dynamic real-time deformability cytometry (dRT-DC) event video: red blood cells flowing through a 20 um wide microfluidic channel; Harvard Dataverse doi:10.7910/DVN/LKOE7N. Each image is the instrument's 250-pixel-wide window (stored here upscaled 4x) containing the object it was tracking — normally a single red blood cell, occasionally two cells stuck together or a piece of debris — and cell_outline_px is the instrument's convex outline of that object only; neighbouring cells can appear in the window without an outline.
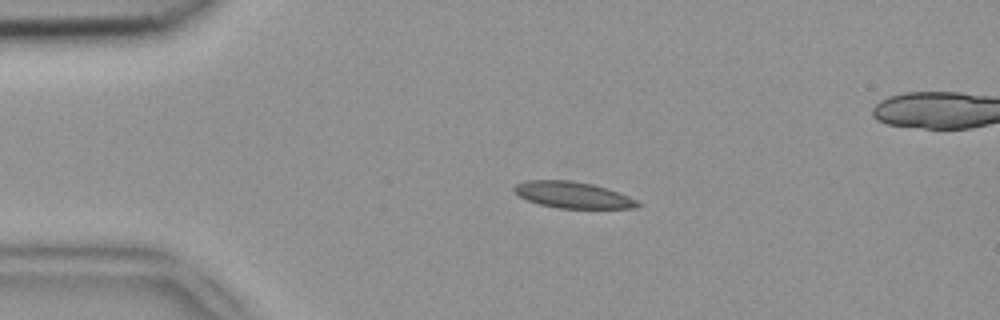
{"species": "common noctule bat (a hibernating species)", "species_latin": "Nyctalus noctula", "temperature_condition": "room temperature", "stored_images_in_passage": 42, "camera_frame_rate_fps": 3000, "um_per_image_px": 0.085, "animal": {"sex": "female", "body_mass_g": 18.4}, "frame": {"image": 1, "passage_image": 2, "time_ms": 0.333, "image_size_px": [1000, 320], "cell_outline_px": [[640, 204], [636, 208], [560, 208], [540, 204], [528, 200], [520, 196], [512, 188], [516, 184], [528, 180], [572, 180], [592, 184], [608, 188], [628, 196], [636, 200]], "centroid_in_image_um": [48.69, 16.56], "position_along_channel_um": 36.3, "area_um2": 18.79}}
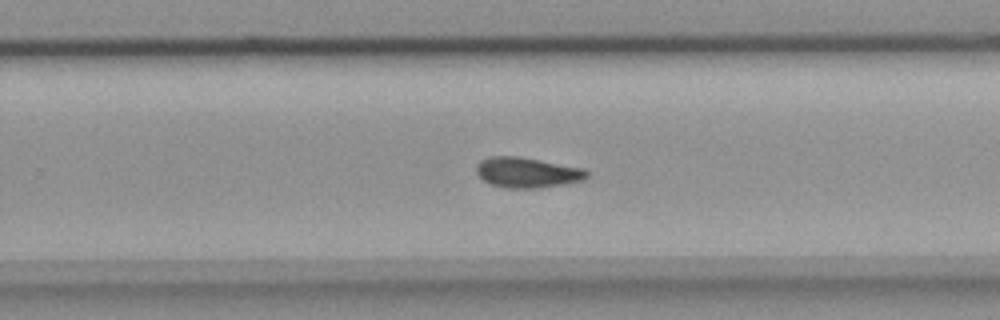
{"frame": {"image": 2, "passage_image": 23, "time_ms": 7.333, "image_size_px": [1000, 320], "cell_outline_px": [[588, 176], [584, 180], [564, 184], [532, 188], [508, 188], [492, 184], [484, 180], [476, 172], [476, 164], [480, 160], [492, 156], [516, 156], [540, 160], [584, 168], [588, 172]], "centroid_in_image_um": [44.81, 14.65], "position_along_channel_um": 285.0, "area_um2": 19.36}}
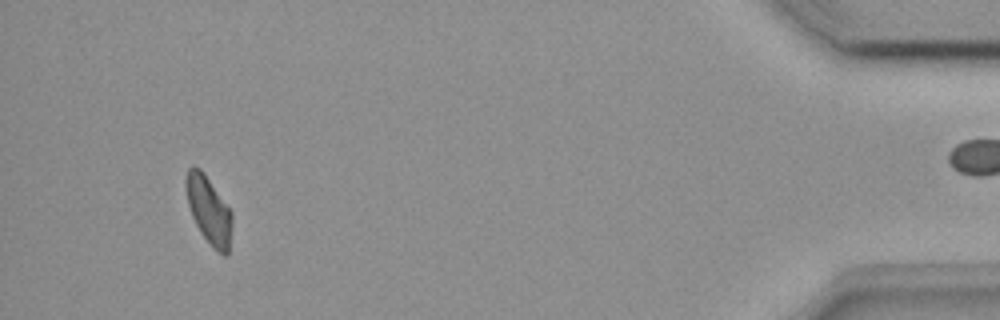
{"frame": {"image": 3, "passage_image": 38, "time_ms": 12.333, "image_size_px": [1000, 320], "cell_outline_px": [[232, 224], [228, 256], [224, 256], [212, 248], [200, 232], [192, 216], [188, 204], [184, 188], [184, 180], [188, 168], [192, 164], [200, 168], [204, 172], [232, 212]], "centroid_in_image_um": [17.73, 17.84], "position_along_channel_um": 417.5, "area_um2": 18.5}}